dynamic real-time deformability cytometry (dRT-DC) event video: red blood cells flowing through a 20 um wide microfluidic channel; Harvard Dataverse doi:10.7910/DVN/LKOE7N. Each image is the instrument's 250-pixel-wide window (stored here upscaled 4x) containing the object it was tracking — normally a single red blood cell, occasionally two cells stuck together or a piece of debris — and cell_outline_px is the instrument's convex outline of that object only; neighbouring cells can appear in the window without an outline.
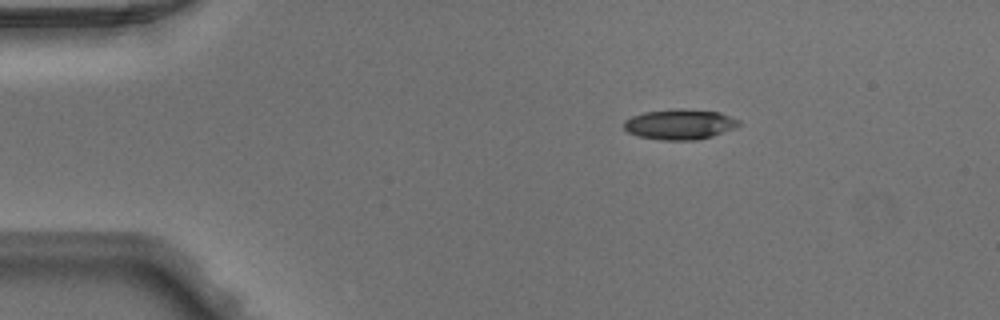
{"species": "Egyptian fruit bat (a non-hibernating species)", "species_latin": "Rousettus aegyptiacus", "temperature_condition": "warm", "stored_images_in_passage": 4, "camera_frame_rate_fps": 3000, "um_per_image_px": 0.085, "animal": {"sex": "male"}, "frame": {"image": 1, "passage_image": 1, "time_ms": 0.0, "image_size_px": [1000, 320], "cell_outline_px": [[740, 124], [736, 128], [712, 136], [696, 140], [664, 140], [640, 136], [628, 132], [624, 128], [624, 120], [632, 116], [644, 112], [676, 108], [684, 108], [720, 112], [740, 120]], "centroid_in_image_um": [57.8, 10.55], "position_along_channel_um": 27.2, "area_um2": 20.4}}